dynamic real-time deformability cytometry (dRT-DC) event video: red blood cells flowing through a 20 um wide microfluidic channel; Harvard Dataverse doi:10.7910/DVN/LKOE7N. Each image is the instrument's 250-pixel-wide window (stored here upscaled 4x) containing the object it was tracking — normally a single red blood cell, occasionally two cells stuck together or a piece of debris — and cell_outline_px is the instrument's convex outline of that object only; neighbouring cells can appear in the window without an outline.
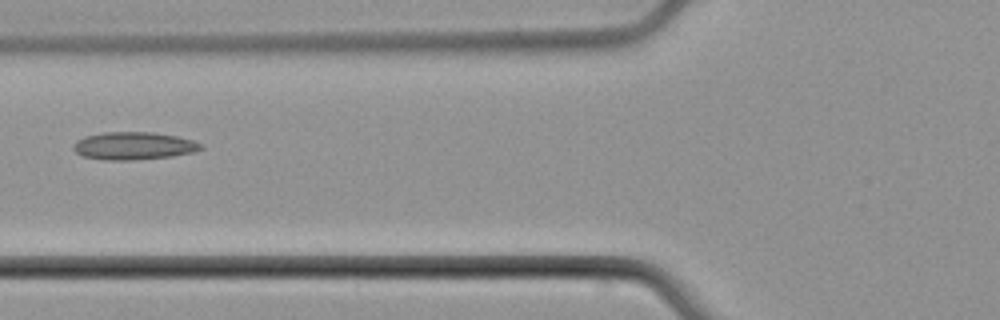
{"species": "common noctule bat (a hibernating species)", "species_latin": "Nyctalus noctula", "temperature_condition": "cold", "stored_images_in_passage": 4, "camera_frame_rate_fps": 3000, "um_per_image_px": 0.085, "animal": {"sex": "male", "body_mass_g": 21.5, "forearm_length_mm": 52.0}, "frame": {"image": 1, "passage_image": 3, "time_ms": 2.667, "image_size_px": [1000, 320], "cell_outline_px": [[204, 148], [196, 152], [172, 156], [132, 160], [104, 160], [84, 156], [76, 152], [72, 148], [72, 144], [76, 140], [84, 136], [104, 132], [152, 132], [176, 136], [192, 140], [204, 144]], "centroid_in_image_um": [11.37, 12.39], "position_along_channel_um": 114.4, "area_um2": 20.75}}
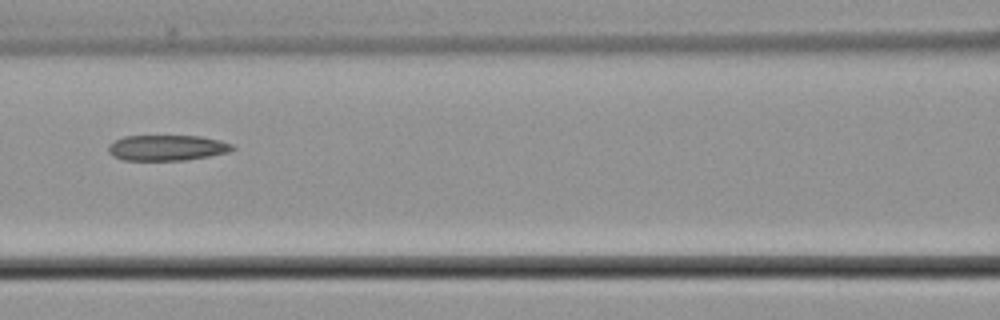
{"frame": {"image": 2, "passage_image": 4, "time_ms": 3.667, "image_size_px": [1000, 320], "cell_outline_px": [[236, 148], [228, 152], [208, 156], [184, 160], [124, 160], [112, 156], [108, 152], [108, 144], [124, 136], [200, 136], [220, 140], [232, 144]], "centroid_in_image_um": [14.18, 12.56], "position_along_channel_um": 152.4, "area_um2": 18.5}}